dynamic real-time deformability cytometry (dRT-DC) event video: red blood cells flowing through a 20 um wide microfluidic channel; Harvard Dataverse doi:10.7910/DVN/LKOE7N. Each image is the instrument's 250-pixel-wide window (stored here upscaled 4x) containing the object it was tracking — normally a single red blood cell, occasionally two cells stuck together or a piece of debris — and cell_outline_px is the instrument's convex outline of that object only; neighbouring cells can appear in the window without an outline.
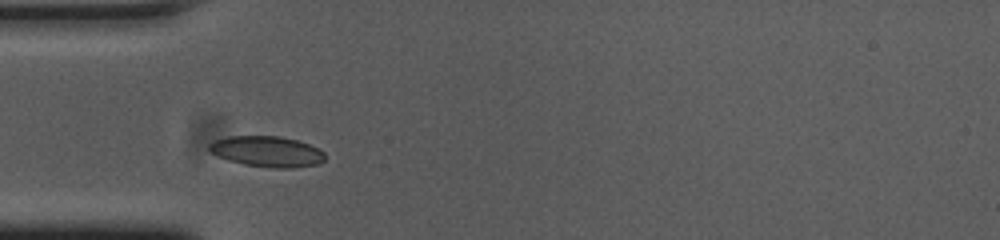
{"species": "common noctule bat (a hibernating species)", "species_latin": "Nyctalus noctula", "temperature_condition": "cold", "stored_images_in_passage": 31, "camera_frame_rate_fps": 3000, "um_per_image_px": 0.085, "animal": {"sex": "female", "body_mass_g": 23.0, "forearm_length_mm": 53.4}, "frame": {"image": 1, "passage_image": 1, "time_ms": 0.0, "image_size_px": [1000, 240], "cell_outline_px": [[324, 160], [320, 164], [292, 168], [276, 168], [244, 164], [228, 160], [212, 152], [208, 148], [208, 144], [216, 140], [228, 136], [280, 136], [296, 140], [308, 144], [324, 152]], "centroid_in_image_um": [22.71, 12.88], "position_along_channel_um": 62.3, "area_um2": 20.52}}
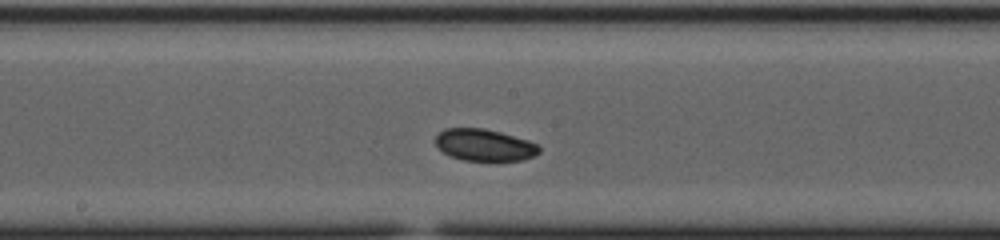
{"frame": {"image": 2, "passage_image": 13, "time_ms": 4.0, "image_size_px": [1000, 240], "cell_outline_px": [[540, 152], [532, 156], [520, 160], [464, 160], [452, 156], [444, 152], [436, 144], [436, 136], [444, 128], [484, 128], [500, 132], [528, 140], [536, 144], [540, 148]], "centroid_in_image_um": [41.17, 12.31], "position_along_channel_um": 207.0, "area_um2": 18.9}}
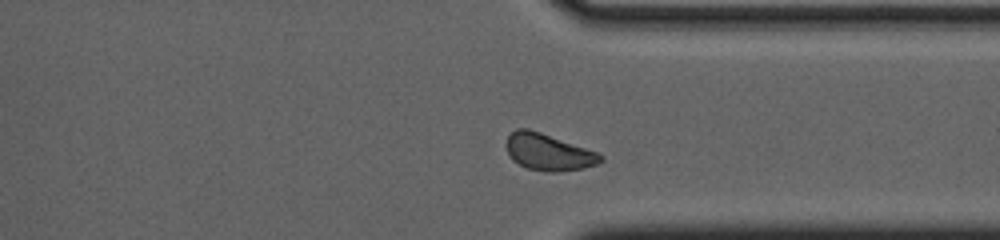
{"frame": {"image": 3, "passage_image": 26, "time_ms": 8.333, "image_size_px": [1000, 240], "cell_outline_px": [[604, 160], [596, 164], [584, 168], [556, 172], [552, 172], [528, 168], [512, 160], [504, 144], [508, 136], [516, 128], [528, 128], [540, 132], [596, 152], [604, 156]], "centroid_in_image_um": [46.59, 12.92], "position_along_channel_um": 364.8, "area_um2": 19.94}, "authors_computed_cell_mechanics": {"area_um2": 19.5364, "velocity_mm_per_s": 3.6436, "shape_relaxation_time_tau1_ms": 2.9872, "shape_relaxation_time_tau2_ms": 5.8732, "deformation_change_tau1": 0.0764, "deformation_change_tau2": 0.0686}}